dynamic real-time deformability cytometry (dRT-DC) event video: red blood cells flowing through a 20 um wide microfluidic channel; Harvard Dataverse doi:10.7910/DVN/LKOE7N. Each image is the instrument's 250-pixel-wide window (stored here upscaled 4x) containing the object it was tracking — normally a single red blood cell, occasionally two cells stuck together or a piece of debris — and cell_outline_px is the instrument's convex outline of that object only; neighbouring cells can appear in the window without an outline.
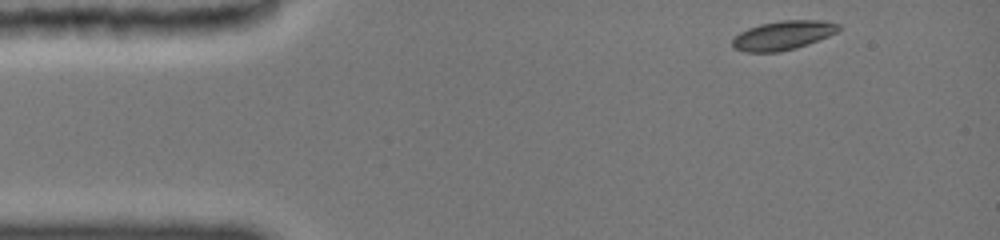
{"species": "common noctule bat (a hibernating species)", "species_latin": "Nyctalus noctula", "temperature_condition": "cold", "stored_images_in_passage": 65, "camera_frame_rate_fps": 3000, "um_per_image_px": 0.085, "animal": {"sex": "female", "body_mass_g": 19.0, "forearm_length_mm": 51.5}, "frame": {"image": 1, "passage_image": 1, "time_ms": 0.0, "image_size_px": [1000, 240], "cell_outline_px": [[840, 28], [836, 32], [828, 36], [808, 44], [796, 48], [780, 52], [748, 52], [732, 48], [732, 40], [740, 32], [748, 28], [760, 24], [780, 20], [820, 20], [840, 24]], "centroid_in_image_um": [66.54, 3.0], "position_along_channel_um": 18.5, "area_um2": 17.98}}
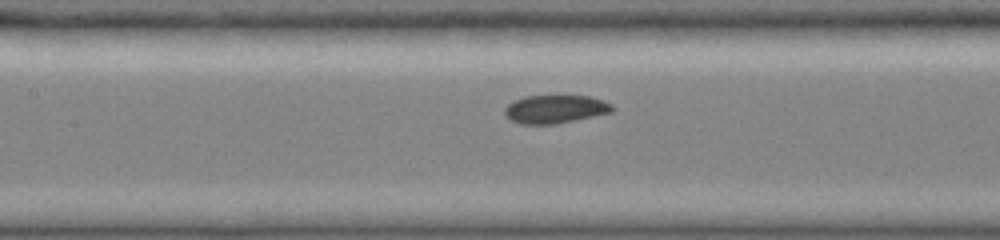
{"frame": {"image": 2, "passage_image": 29, "time_ms": 5.667, "image_size_px": [1000, 240], "cell_outline_px": [[616, 108], [612, 112], [552, 124], [524, 124], [512, 120], [504, 112], [504, 108], [512, 100], [524, 96], [556, 92], [592, 96], [604, 100], [612, 104]], "centroid_in_image_um": [47.22, 9.19], "position_along_channel_um": 160.2, "area_um2": 18.55}}
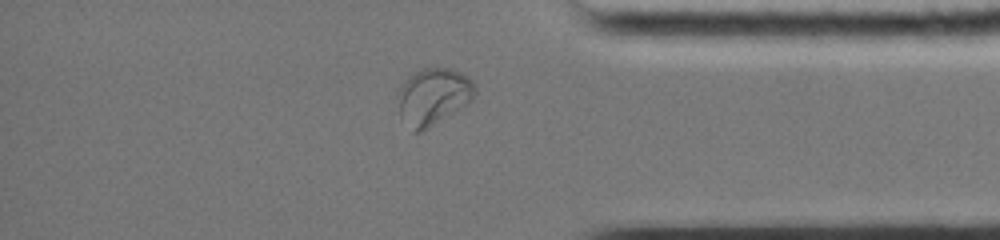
{"frame": {"image": 3, "passage_image": 59, "time_ms": 12.0, "image_size_px": [1000, 240], "cell_outline_px": [[476, 92], [468, 104], [420, 132], [412, 132], [400, 116], [400, 88], [404, 80], [412, 72], [420, 68], [448, 68], [460, 72], [468, 76], [472, 80], [476, 88]], "centroid_in_image_um": [36.84, 8.18], "position_along_channel_um": 398.4, "area_um2": 25.32}, "authors_computed_cell_mechanics": {"area_um2": 17.918, "velocity_mm_per_s": 3.8411, "shape_relaxation_time_tau1_ms": 4.3944, "shape_relaxation_time_tau2_ms": 2.508, "deformation_change_tau1": 0.1083, "deformation_change_tau2": 0.0417}}